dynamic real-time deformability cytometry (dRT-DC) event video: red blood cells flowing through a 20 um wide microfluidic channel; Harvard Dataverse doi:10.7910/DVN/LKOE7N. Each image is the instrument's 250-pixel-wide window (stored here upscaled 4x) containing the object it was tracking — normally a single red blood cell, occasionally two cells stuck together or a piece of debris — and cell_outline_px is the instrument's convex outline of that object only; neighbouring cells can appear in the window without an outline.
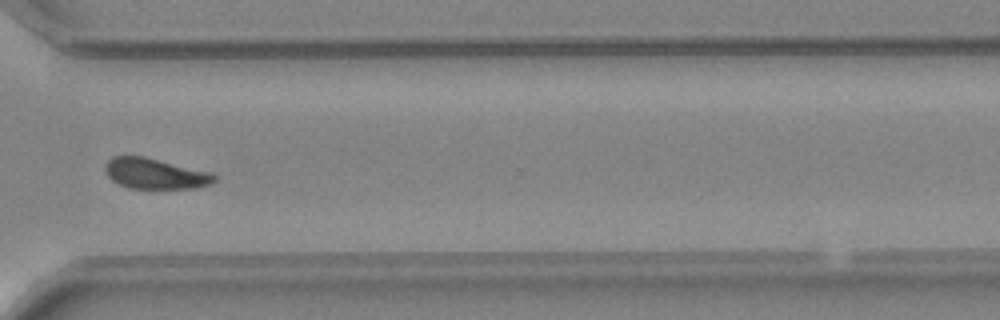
{"species": "common noctule bat (a hibernating species)", "species_latin": "Nyctalus noctula", "temperature_condition": "warm", "stored_images_in_passage": 34, "camera_frame_rate_fps": 3000, "um_per_image_px": 0.085, "animal": {"sex": "female", "body_mass_g": 24.6, "forearm_length_mm": 56.2}, "frame": {"image": 1, "passage_image": 25, "time_ms": 8.0, "image_size_px": [1000, 320], "cell_outline_px": [[216, 180], [212, 184], [196, 188], [128, 188], [112, 180], [108, 176], [104, 168], [104, 164], [112, 156], [144, 156], [212, 172], [216, 176]], "centroid_in_image_um": [13.2, 14.75], "position_along_channel_um": 357.4, "area_um2": 19.59}, "authors_computed_cell_mechanics": {"area_um2": 20.1144, "velocity_mm_per_s": 4.4455, "shape_relaxation_time_tau1_ms": 3.3849, "shape_relaxation_time_tau2_ms": 5.6691, "deformation_change_tau1": 0.1439, "deformation_change_tau2": 0.0858}}